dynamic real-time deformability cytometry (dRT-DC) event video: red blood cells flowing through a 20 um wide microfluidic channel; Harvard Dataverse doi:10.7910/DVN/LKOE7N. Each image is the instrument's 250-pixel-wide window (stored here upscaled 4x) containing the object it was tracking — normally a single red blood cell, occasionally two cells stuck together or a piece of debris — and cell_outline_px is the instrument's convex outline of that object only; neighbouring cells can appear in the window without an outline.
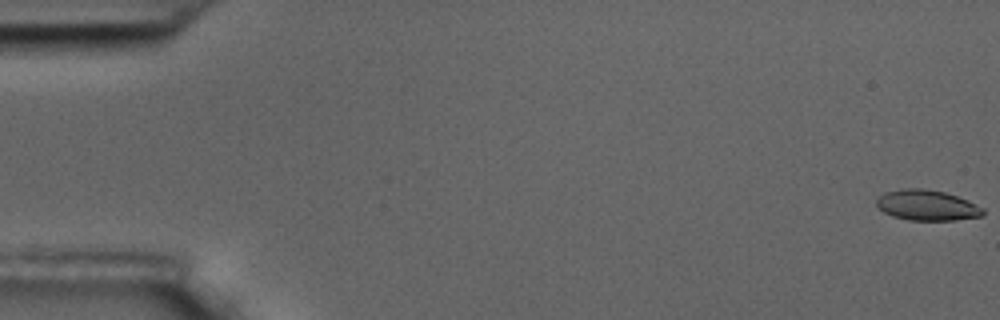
{"species": "common noctule bat (a hibernating species)", "species_latin": "Nyctalus noctula", "temperature_condition": "room temperature", "stored_images_in_passage": 6, "camera_frame_rate_fps": 3000, "um_per_image_px": 0.085, "animal": {"sex": "male", "body_mass_g": 17.5, "forearm_length_mm": 52.3}, "frame": {"image": 1, "passage_image": 1, "time_ms": 0.0, "image_size_px": [1000, 320], "cell_outline_px": [[984, 212], [980, 216], [956, 220], [908, 220], [892, 216], [884, 212], [876, 204], [876, 200], [884, 192], [904, 188], [920, 188], [944, 192], [968, 200], [984, 208]], "centroid_in_image_um": [78.78, 17.45], "position_along_channel_um": 6.2, "area_um2": 18.84}}